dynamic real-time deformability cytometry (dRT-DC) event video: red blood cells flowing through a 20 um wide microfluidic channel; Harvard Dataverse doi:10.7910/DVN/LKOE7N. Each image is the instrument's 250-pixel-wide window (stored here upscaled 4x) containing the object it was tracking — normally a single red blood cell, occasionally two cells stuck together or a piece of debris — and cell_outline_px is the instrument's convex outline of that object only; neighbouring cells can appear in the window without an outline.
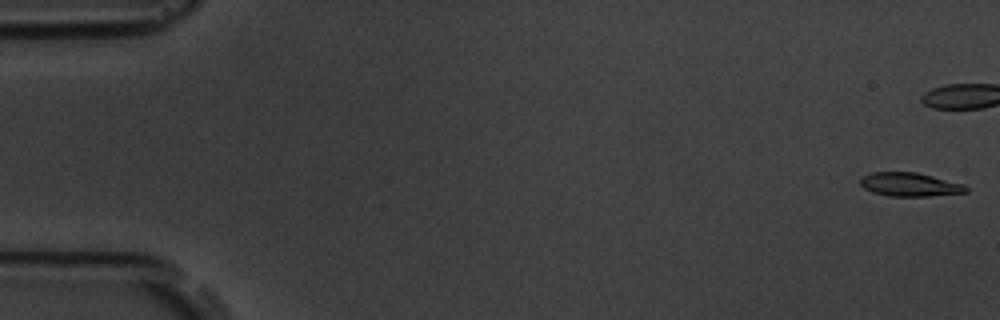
{"species": "common noctule bat (a hibernating species)", "species_latin": "Nyctalus noctula", "temperature_condition": "room temperature", "stored_images_in_passage": 8, "camera_frame_rate_fps": 3000, "um_per_image_px": 0.085, "animal": {"sex": "male", "body_mass_g": 19.5, "forearm_length_mm": 54.6}, "frame": {"image": 1, "passage_image": 1, "time_ms": 0.0, "image_size_px": [1000, 320], "cell_outline_px": [[968, 192], [928, 196], [888, 196], [872, 192], [864, 188], [860, 184], [860, 176], [872, 172], [916, 172], [964, 184], [968, 188]], "centroid_in_image_um": [77.3, 15.68], "position_along_channel_um": 7.7, "area_um2": 14.62}}
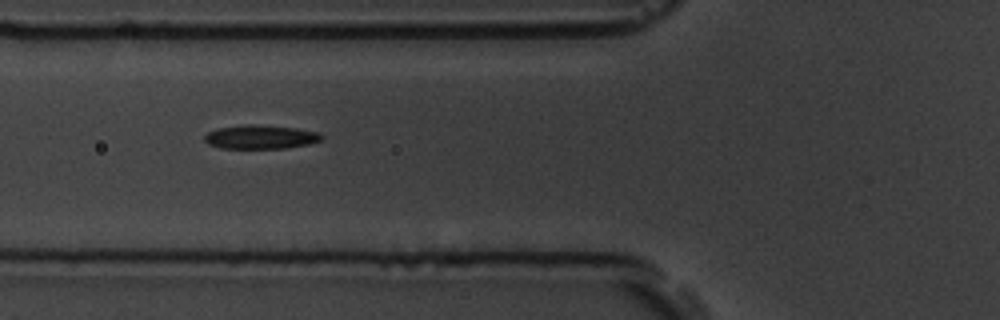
{"frame": {"image": 2, "passage_image": 8, "time_ms": 7.667, "image_size_px": [1000, 320], "cell_outline_px": [[324, 140], [308, 144], [284, 148], [220, 148], [208, 144], [204, 140], [204, 136], [208, 132], [216, 128], [244, 124], [252, 124], [296, 128], [320, 132], [324, 136]], "centroid_in_image_um": [22.16, 11.63], "position_along_channel_um": 103.6, "area_um2": 16.42}}